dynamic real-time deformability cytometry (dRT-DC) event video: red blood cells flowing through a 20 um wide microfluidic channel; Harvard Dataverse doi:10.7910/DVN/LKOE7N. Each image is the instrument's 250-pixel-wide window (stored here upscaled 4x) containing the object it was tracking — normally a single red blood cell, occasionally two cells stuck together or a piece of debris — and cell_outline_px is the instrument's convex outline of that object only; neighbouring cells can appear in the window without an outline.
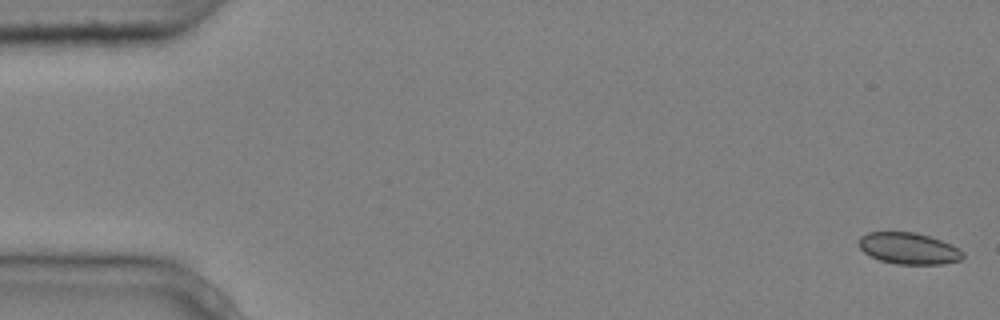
{"species": "common noctule bat (a hibernating species)", "species_latin": "Nyctalus noctula", "temperature_condition": "cold", "stored_images_in_passage": 5, "camera_frame_rate_fps": 3000, "um_per_image_px": 0.085, "animal": {"sex": "male", "body_mass_g": 20.4}, "frame": {"image": 1, "passage_image": 1, "time_ms": 0.0, "image_size_px": [1000, 320], "cell_outline_px": [[964, 256], [960, 260], [944, 264], [896, 264], [880, 260], [864, 252], [860, 248], [860, 236], [868, 232], [916, 232], [952, 244], [964, 252]], "centroid_in_image_um": [77.27, 21.12], "position_along_channel_um": 7.7, "area_um2": 19.02}}